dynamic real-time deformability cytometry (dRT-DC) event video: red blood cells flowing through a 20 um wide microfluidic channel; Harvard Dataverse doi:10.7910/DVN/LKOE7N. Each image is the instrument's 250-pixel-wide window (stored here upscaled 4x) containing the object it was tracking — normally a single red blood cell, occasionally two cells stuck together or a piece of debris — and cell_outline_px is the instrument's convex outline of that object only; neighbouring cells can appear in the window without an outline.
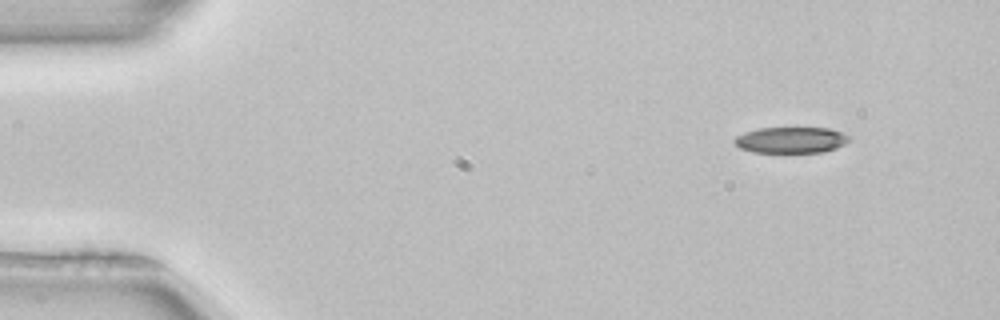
{"species": "common noctule bat (a hibernating species)", "species_latin": "Nyctalus noctula", "temperature_condition": "room temperature", "stored_images_in_passage": 48, "camera_frame_rate_fps": 3000, "um_per_image_px": 0.085, "animal": {"sex": "female", "body_mass_g": 22.7, "forearm_length_mm": 54.2}, "frame": {"image": 1, "passage_image": 1, "time_ms": 0.0, "image_size_px": [1000, 320], "cell_outline_px": [[848, 140], [844, 144], [836, 148], [824, 152], [752, 152], [740, 148], [732, 140], [736, 136], [744, 132], [760, 128], [828, 128], [840, 132], [848, 136]], "centroid_in_image_um": [67.19, 11.9], "position_along_channel_um": 17.8, "area_um2": 17.28}}
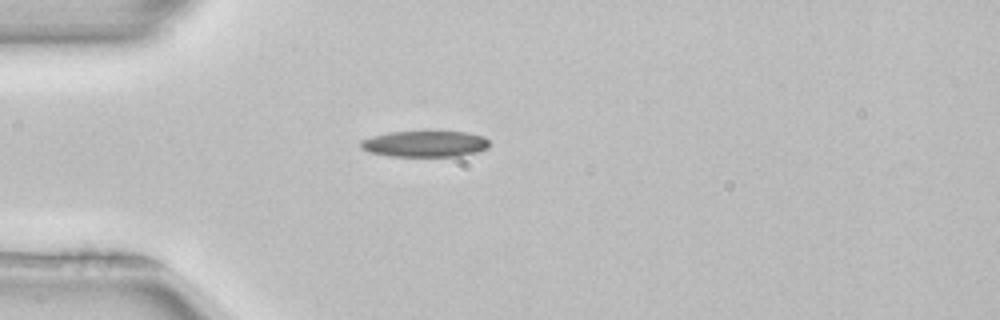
{"frame": {"image": 2, "passage_image": 10, "time_ms": 3.0, "image_size_px": [1000, 320], "cell_outline_px": [[488, 148], [476, 152], [460, 156], [392, 156], [368, 152], [360, 148], [360, 140], [372, 136], [388, 132], [424, 128], [432, 128], [468, 132], [484, 136], [488, 140]], "centroid_in_image_um": [36.12, 12.16], "position_along_channel_um": 48.9, "area_um2": 20.87}, "authors_computed_cell_mechanics": {"area_um2": 19.1029, "velocity_mm_per_s": 3.9507, "shape_relaxation_time_tau1_ms": 10.6845, "shape_relaxation_time_tau2_ms": null, "deformation_change_tau1": 0.1763, "deformation_change_tau2": null}}